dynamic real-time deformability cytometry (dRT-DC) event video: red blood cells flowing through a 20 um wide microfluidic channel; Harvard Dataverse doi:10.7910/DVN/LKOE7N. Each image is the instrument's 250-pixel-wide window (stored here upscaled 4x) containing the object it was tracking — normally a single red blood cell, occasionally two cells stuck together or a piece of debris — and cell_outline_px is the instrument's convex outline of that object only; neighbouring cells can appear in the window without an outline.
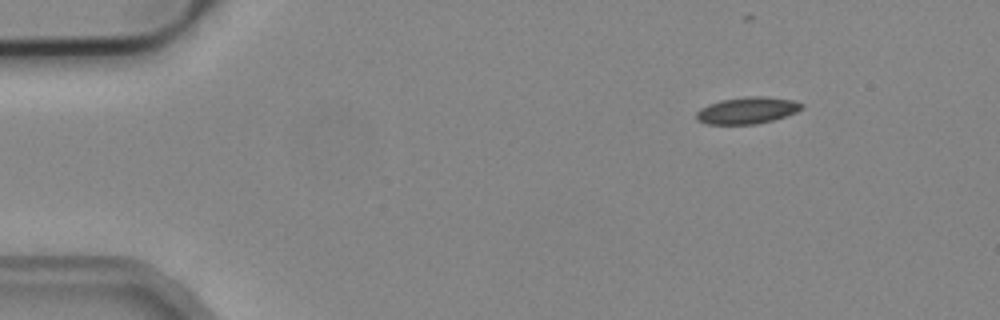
{"species": "common noctule bat (a hibernating species)", "species_latin": "Nyctalus noctula", "temperature_condition": "cold", "stored_images_in_passage": 3, "camera_frame_rate_fps": 3000, "um_per_image_px": 0.085, "animal": {"sex": "male", "body_mass_g": 19.2, "forearm_length_mm": 51.8}, "frame": {"image": 1, "passage_image": 1, "time_ms": 0.0, "image_size_px": [1000, 320], "cell_outline_px": [[804, 108], [796, 112], [772, 120], [756, 124], [708, 124], [696, 120], [696, 112], [700, 108], [708, 104], [720, 100], [748, 96], [764, 96], [792, 100], [804, 104]], "centroid_in_image_um": [63.5, 9.38], "position_along_channel_um": 21.5, "area_um2": 16.42}}
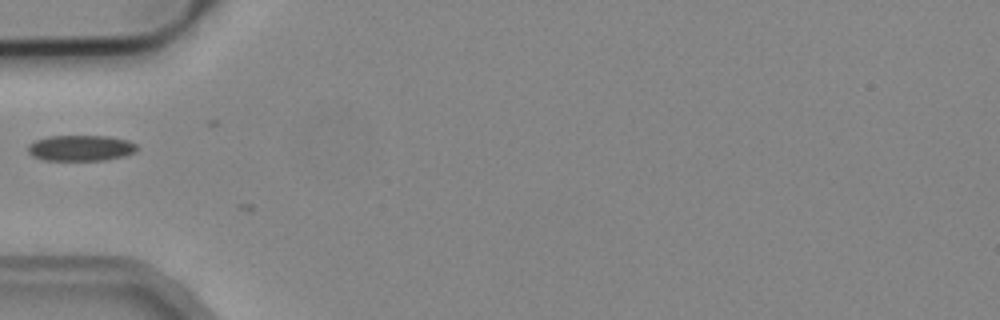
{"frame": {"image": 2, "passage_image": 3, "time_ms": 0.667, "image_size_px": [1000, 320], "cell_outline_px": [[136, 152], [124, 156], [104, 160], [44, 160], [32, 156], [28, 152], [28, 144], [36, 140], [48, 136], [108, 136], [128, 140], [136, 144]], "centroid_in_image_um": [6.85, 12.58], "position_along_channel_um": 78.1, "area_um2": 16.42}}